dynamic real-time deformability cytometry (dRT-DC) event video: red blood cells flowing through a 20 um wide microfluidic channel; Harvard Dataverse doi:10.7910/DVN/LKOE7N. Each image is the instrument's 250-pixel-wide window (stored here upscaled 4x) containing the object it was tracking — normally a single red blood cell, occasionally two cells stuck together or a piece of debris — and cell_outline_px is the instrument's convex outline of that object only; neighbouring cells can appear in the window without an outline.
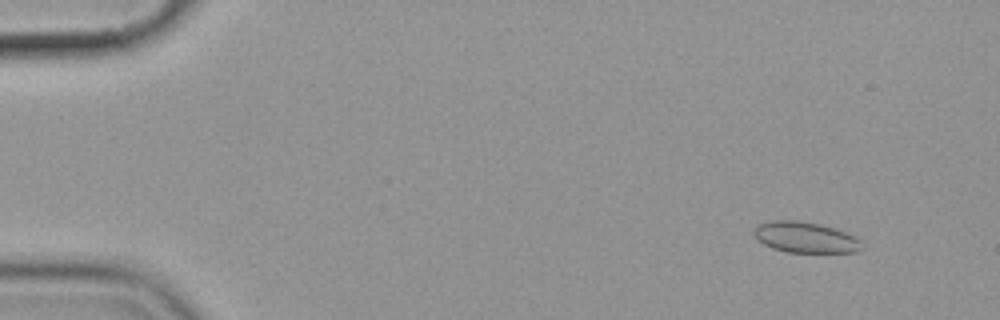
{"species": "common noctule bat (a hibernating species)", "species_latin": "Nyctalus noctula", "temperature_condition": "cold", "stored_images_in_passage": 16, "segment_of_instrument_passage": [1, 2], "camera_frame_rate_fps": 3000, "um_per_image_px": 0.085, "animal": {"sex": "female", "body_mass_g": 19.9}, "frame": {"image": 1, "passage_image": 2, "time_ms": 1.333, "image_size_px": [1000, 320], "cell_outline_px": [[864, 248], [856, 252], [788, 252], [772, 248], [764, 244], [752, 232], [756, 224], [772, 220], [800, 220], [820, 224], [844, 232], [860, 240]], "centroid_in_image_um": [68.43, 20.16], "position_along_channel_um": 16.6, "area_um2": 19.31}}
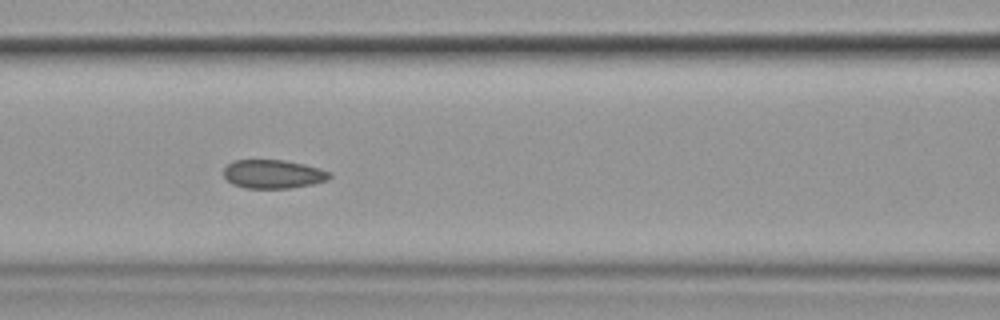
{"frame": {"image": 2, "passage_image": 7, "time_ms": 8.0, "image_size_px": [1000, 320], "cell_outline_px": [[332, 176], [328, 180], [312, 184], [288, 188], [244, 188], [232, 184], [224, 176], [224, 168], [232, 160], [284, 160], [304, 164], [320, 168], [332, 172]], "centroid_in_image_um": [23.23, 14.79], "position_along_channel_um": 143.4, "area_um2": 17.8}}
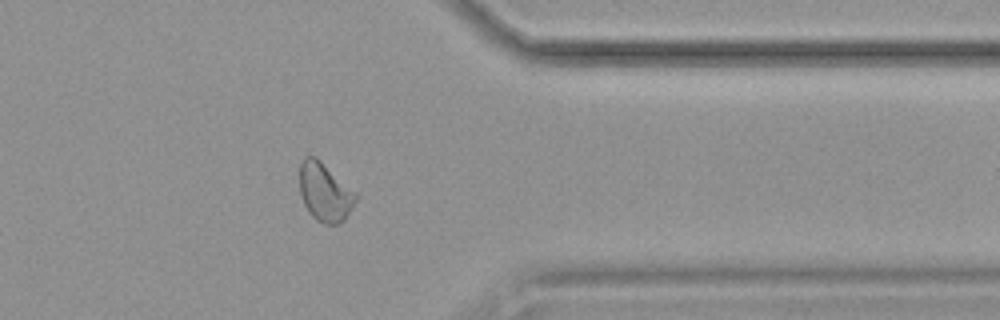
{"frame": {"image": 3, "passage_image": 13, "time_ms": 15.0, "image_size_px": [1000, 320], "cell_outline_px": [[356, 200], [352, 208], [344, 220], [340, 224], [324, 224], [316, 220], [308, 212], [304, 204], [300, 192], [300, 164], [304, 156], [316, 156], [356, 192]], "centroid_in_image_um": [27.6, 16.33], "position_along_channel_um": 383.8, "area_um2": 19.19}}